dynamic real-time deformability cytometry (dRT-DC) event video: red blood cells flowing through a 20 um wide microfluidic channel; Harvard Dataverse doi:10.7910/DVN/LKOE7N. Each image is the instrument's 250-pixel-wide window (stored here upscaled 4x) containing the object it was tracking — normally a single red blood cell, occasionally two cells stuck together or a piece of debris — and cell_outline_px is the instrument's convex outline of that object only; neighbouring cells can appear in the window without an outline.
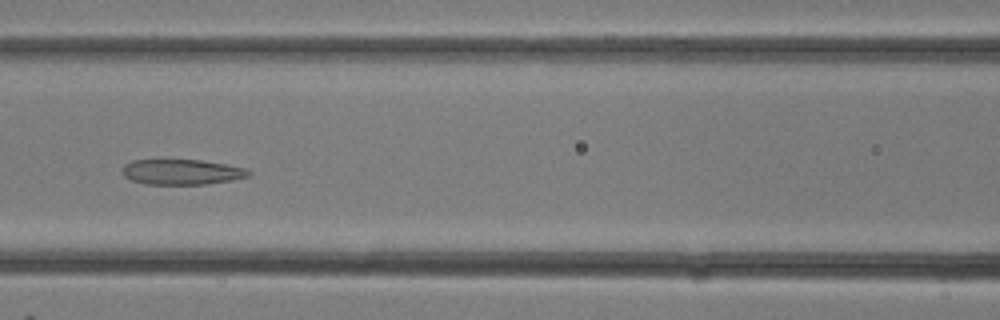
{"species": "common noctule bat (a hibernating species)", "species_latin": "Nyctalus noctula", "temperature_condition": "room temperature", "stored_images_in_passage": 32, "camera_frame_rate_fps": 3000, "um_per_image_px": 0.085, "animal": {"sex": "female"}, "frame": {"image": 1, "passage_image": 14, "time_ms": 4.333, "image_size_px": [1000, 320], "cell_outline_px": [[252, 172], [248, 176], [232, 180], [208, 184], [144, 184], [132, 180], [124, 176], [124, 164], [132, 160], [160, 156], [200, 160], [248, 168]], "centroid_in_image_um": [15.4, 14.56], "position_along_channel_um": 151.2, "area_um2": 19.54}}
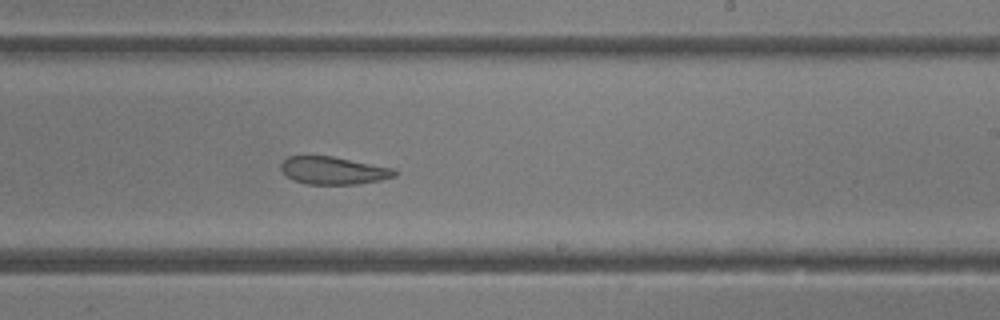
{"frame": {"image": 2, "passage_image": 19, "time_ms": 6.0, "image_size_px": [1000, 320], "cell_outline_px": [[400, 172], [396, 176], [380, 180], [356, 184], [308, 184], [292, 180], [284, 176], [280, 168], [280, 164], [288, 156], [332, 156], [396, 168]], "centroid_in_image_um": [28.35, 14.49], "position_along_channel_um": 260.6, "area_um2": 18.61}}
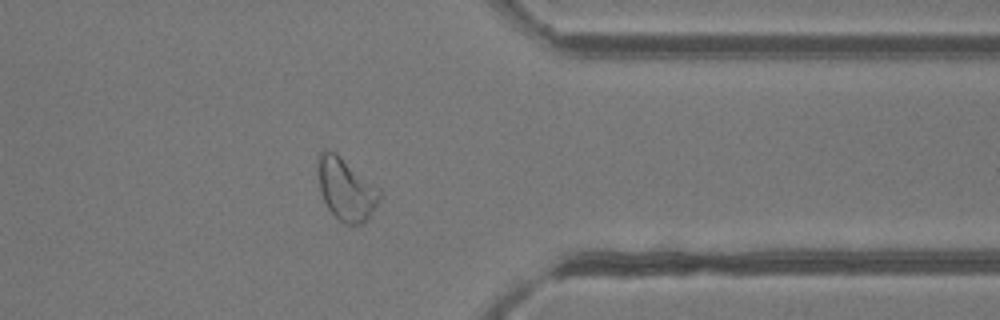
{"frame": {"image": 3, "passage_image": 25, "time_ms": 8.0, "image_size_px": [1000, 320], "cell_outline_px": [[380, 200], [364, 224], [344, 224], [328, 208], [320, 192], [320, 152], [324, 148], [336, 152], [380, 188]], "centroid_in_image_um": [29.46, 16.09], "position_along_channel_um": 381.9, "area_um2": 22.02}}